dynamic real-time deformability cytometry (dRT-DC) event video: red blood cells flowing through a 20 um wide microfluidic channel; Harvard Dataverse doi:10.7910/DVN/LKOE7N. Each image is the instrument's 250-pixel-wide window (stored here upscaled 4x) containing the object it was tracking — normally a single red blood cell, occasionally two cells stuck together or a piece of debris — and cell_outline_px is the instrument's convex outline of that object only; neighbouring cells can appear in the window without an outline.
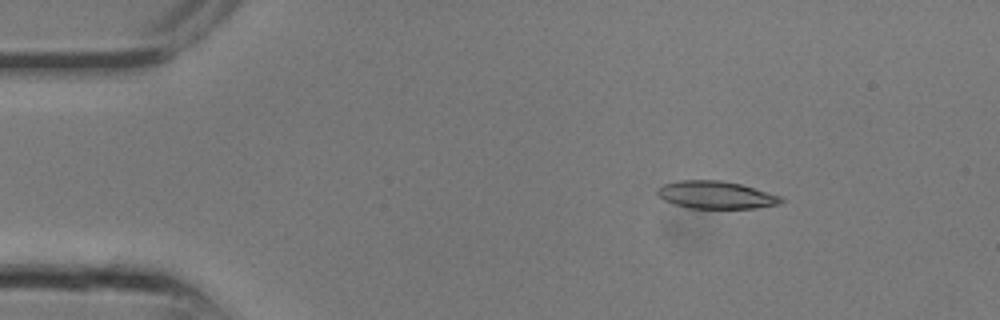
{"species": "common noctule bat (a hibernating species)", "species_latin": "Nyctalus noctula", "temperature_condition": "room temperature", "stored_images_in_passage": 5, "camera_frame_rate_fps": 3000, "um_per_image_px": 0.085, "animal": {"sex": "male", "body_mass_g": 13.3}, "frame": {"image": 1, "passage_image": 1, "time_ms": 0.0, "image_size_px": [1000, 320], "cell_outline_px": [[784, 200], [780, 204], [756, 208], [688, 208], [664, 200], [656, 192], [656, 188], [664, 184], [680, 180], [720, 180], [740, 184], [780, 196]], "centroid_in_image_um": [60.84, 16.57], "position_along_channel_um": 24.2, "area_um2": 19.71}}
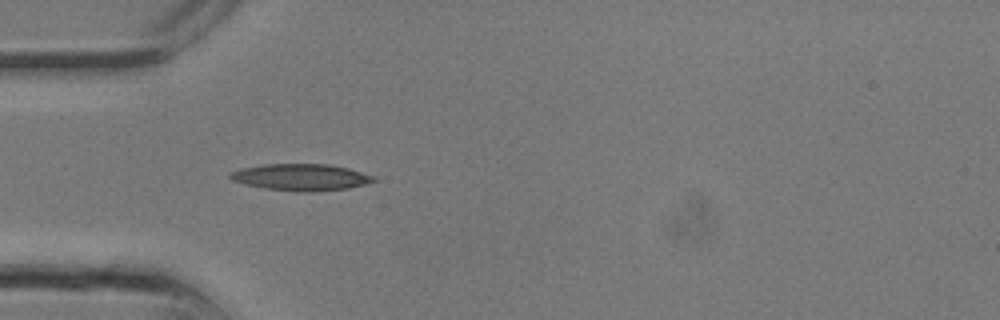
{"frame": {"image": 2, "passage_image": 5, "time_ms": 1.333, "image_size_px": [1000, 320], "cell_outline_px": [[376, 180], [368, 184], [348, 188], [312, 192], [296, 192], [264, 188], [232, 180], [228, 176], [232, 172], [240, 168], [264, 164], [328, 164], [348, 168], [376, 176]], "centroid_in_image_um": [25.63, 15.06], "position_along_channel_um": 59.4, "area_um2": 22.37}}